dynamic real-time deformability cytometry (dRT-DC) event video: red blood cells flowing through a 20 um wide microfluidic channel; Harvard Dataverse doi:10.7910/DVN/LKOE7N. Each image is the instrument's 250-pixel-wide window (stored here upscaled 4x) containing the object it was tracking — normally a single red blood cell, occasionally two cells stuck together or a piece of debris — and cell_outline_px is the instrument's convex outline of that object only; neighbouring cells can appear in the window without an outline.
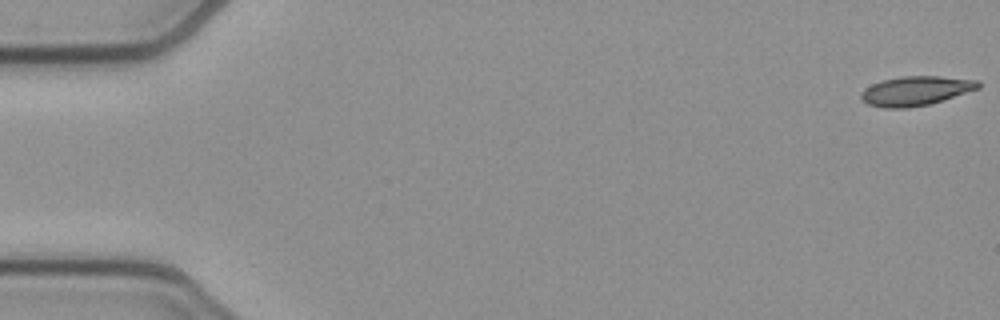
{"species": "common noctule bat (a hibernating species)", "species_latin": "Nyctalus noctula", "temperature_condition": "cold", "stored_images_in_passage": 50, "camera_frame_rate_fps": 3000, "um_per_image_px": 0.085, "animal": {"sex": "female", "body_mass_g": 21.9}, "frame": {"image": 1, "passage_image": 1, "time_ms": 0.0, "image_size_px": [1000, 320], "cell_outline_px": [[980, 88], [928, 104], [908, 108], [884, 108], [868, 104], [860, 100], [860, 92], [872, 84], [884, 80], [900, 76], [940, 76], [980, 80]], "centroid_in_image_um": [77.82, 7.72], "position_along_channel_um": 7.2, "area_um2": 20.0}}
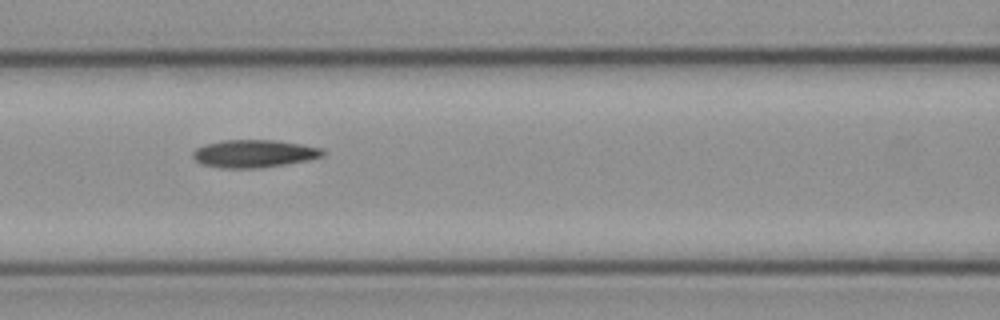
{"frame": {"image": 2, "passage_image": 23, "time_ms": 7.333, "image_size_px": [1000, 320], "cell_outline_px": [[324, 156], [308, 160], [260, 168], [220, 168], [200, 164], [192, 156], [192, 152], [196, 148], [204, 144], [224, 140], [276, 140], [300, 144], [320, 148], [324, 152]], "centroid_in_image_um": [21.55, 13.06], "position_along_channel_um": 145.1, "area_um2": 20.98}}
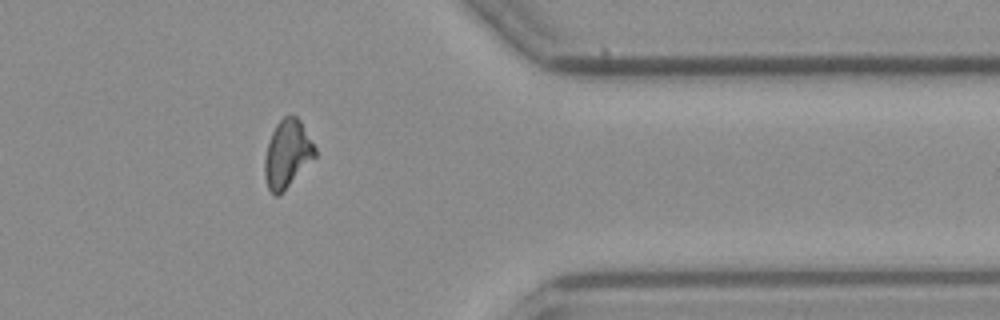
{"frame": {"image": 3, "passage_image": 43, "time_ms": 14.0, "image_size_px": [1000, 320], "cell_outline_px": [[316, 156], [284, 192], [280, 196], [276, 196], [268, 188], [264, 176], [264, 160], [268, 144], [272, 132], [276, 124], [284, 116], [296, 116], [300, 120], [316, 148]], "centroid_in_image_um": [24.42, 13.11], "position_along_channel_um": 387.0, "area_um2": 19.88}}